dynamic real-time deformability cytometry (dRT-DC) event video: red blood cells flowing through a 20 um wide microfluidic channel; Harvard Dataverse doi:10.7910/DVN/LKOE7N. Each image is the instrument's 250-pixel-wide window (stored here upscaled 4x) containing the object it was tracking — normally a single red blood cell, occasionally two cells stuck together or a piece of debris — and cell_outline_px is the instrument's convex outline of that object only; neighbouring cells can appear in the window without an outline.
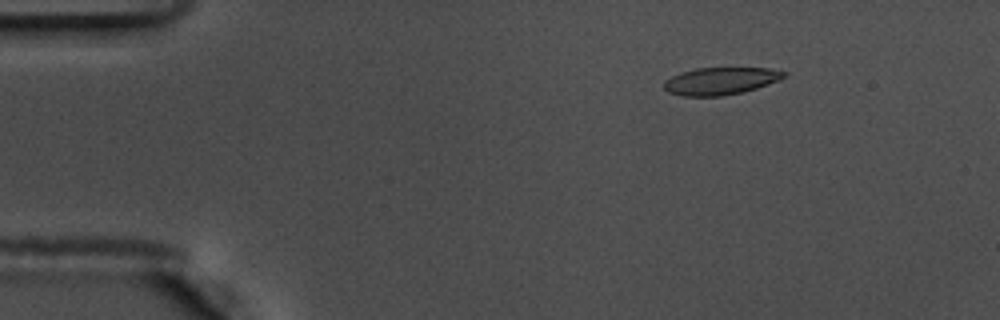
{"species": "common noctule bat (a hibernating species)", "species_latin": "Nyctalus noctula", "temperature_condition": "warm", "stored_images_in_passage": 51, "camera_frame_rate_fps": 3000, "um_per_image_px": 0.085, "animal": {"sex": "male", "body_mass_g": 17.5, "forearm_length_mm": 52.3}, "frame": {"image": 1, "passage_image": 4, "time_ms": 1.0, "image_size_px": [1000, 320], "cell_outline_px": [[788, 72], [780, 80], [744, 92], [724, 96], [684, 96], [668, 92], [664, 88], [664, 80], [680, 72], [696, 68], [768, 68]], "centroid_in_image_um": [61.24, 6.88], "position_along_channel_um": 23.8, "area_um2": 19.19}}
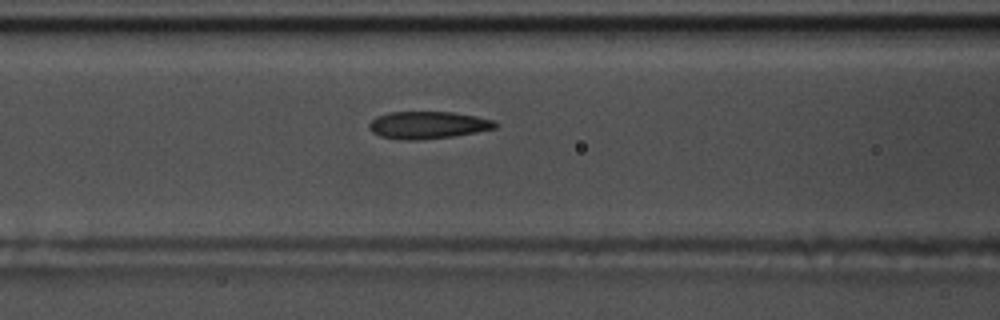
{"frame": {"image": 2, "passage_image": 19, "time_ms": 6.0, "image_size_px": [1000, 320], "cell_outline_px": [[500, 124], [496, 128], [476, 132], [452, 136], [416, 140], [404, 140], [380, 136], [372, 132], [368, 128], [368, 124], [376, 116], [388, 112], [452, 112], [476, 116], [496, 120]], "centroid_in_image_um": [36.38, 10.62], "position_along_channel_um": 130.2, "area_um2": 20.17}}
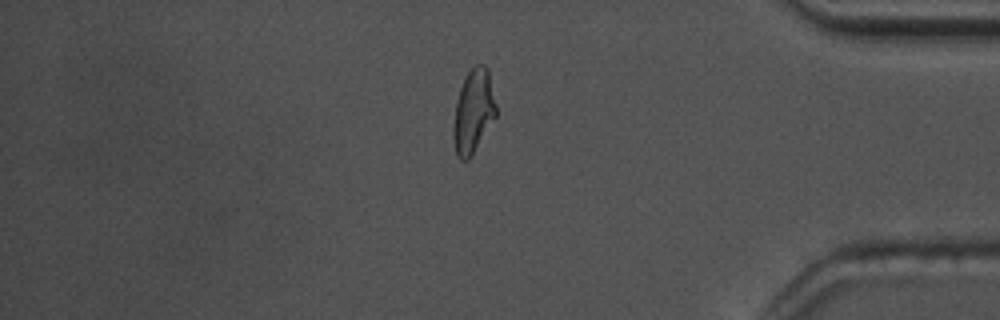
{"frame": {"image": 3, "passage_image": 43, "time_ms": 14.0, "image_size_px": [1000, 320], "cell_outline_px": [[496, 116], [472, 156], [468, 160], [460, 160], [456, 156], [452, 136], [452, 128], [456, 100], [460, 88], [468, 72], [476, 64], [484, 64], [488, 68], [496, 104]], "centroid_in_image_um": [40.22, 9.5], "position_along_channel_um": 395.0, "area_um2": 21.04}, "authors_computed_cell_mechanics": {"area_um2": 20.3456, "velocity_mm_per_s": 3.664, "shape_relaxation_time_tau1_ms": 7.154, "shape_relaxation_time_tau2_ms": 1.8604, "deformation_change_tau1": 0.2097, "deformation_change_tau2": 0.0926}}